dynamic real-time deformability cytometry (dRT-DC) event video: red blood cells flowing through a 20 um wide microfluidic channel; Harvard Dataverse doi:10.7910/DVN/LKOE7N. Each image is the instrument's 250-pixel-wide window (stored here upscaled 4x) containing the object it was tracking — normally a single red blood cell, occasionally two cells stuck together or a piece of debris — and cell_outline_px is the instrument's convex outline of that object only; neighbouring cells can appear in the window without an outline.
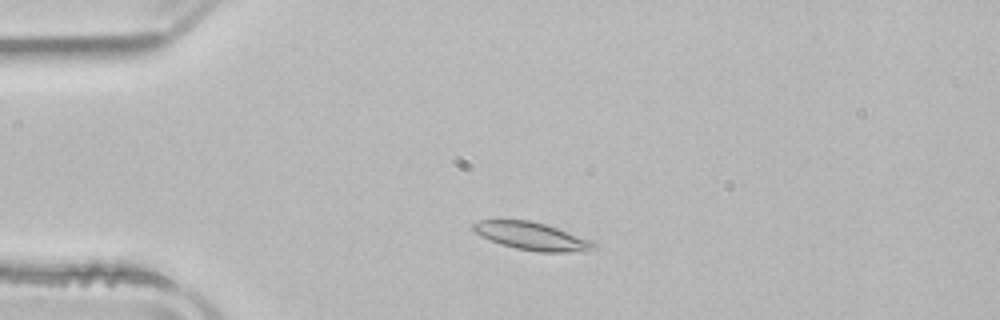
{"species": "common noctule bat (a hibernating species)", "species_latin": "Nyctalus noctula", "temperature_condition": "room temperature", "stored_images_in_passage": 47, "camera_frame_rate_fps": 3000, "um_per_image_px": 0.085, "animal": {"sex": "male", "body_mass_g": 21.5, "forearm_length_mm": 52.0}, "frame": {"image": 1, "passage_image": 7, "time_ms": 2.0, "image_size_px": [1000, 320], "cell_outline_px": [[600, 244], [596, 248], [588, 252], [540, 252], [516, 248], [500, 244], [480, 236], [472, 232], [472, 224], [480, 220], [528, 220], [544, 224], [596, 240]], "centroid_in_image_um": [45.3, 20.09], "position_along_channel_um": 39.7, "area_um2": 20.0}}
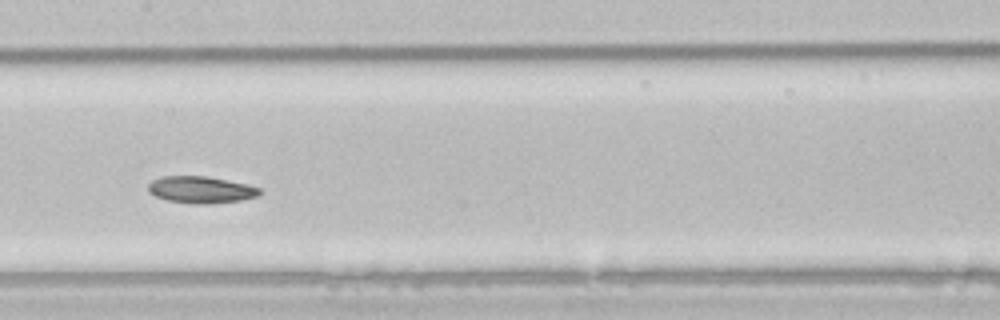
{"frame": {"image": 2, "passage_image": 21, "time_ms": 6.667, "image_size_px": [1000, 320], "cell_outline_px": [[264, 192], [256, 196], [240, 200], [204, 204], [192, 204], [168, 200], [156, 196], [148, 192], [148, 184], [152, 180], [160, 176], [208, 176], [248, 184], [260, 188]], "centroid_in_image_um": [17.07, 16.11], "position_along_channel_um": 190.3, "area_um2": 17.51}}
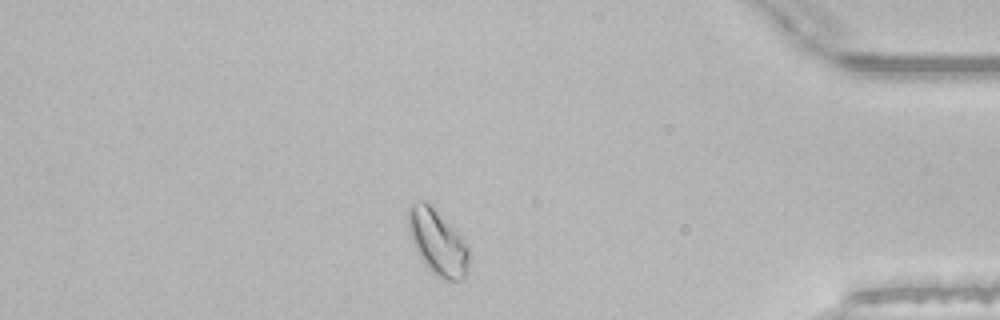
{"frame": {"image": 3, "passage_image": 40, "time_ms": 13.0, "image_size_px": [1000, 320], "cell_outline_px": [[468, 272], [464, 280], [444, 280], [432, 272], [424, 264], [412, 240], [408, 224], [408, 208], [412, 204], [424, 200], [432, 204], [456, 228], [468, 244]], "centroid_in_image_um": [37.24, 20.57], "position_along_channel_um": 398.0, "area_um2": 23.35}, "authors_computed_cell_mechanics": {"area_um2": 18.9584, "velocity_mm_per_s": 3.8562, "shape_relaxation_time_tau1_ms": 3.1678, "shape_relaxation_time_tau2_ms": null, "deformation_change_tau1": 0.0905, "deformation_change_tau2": null}}